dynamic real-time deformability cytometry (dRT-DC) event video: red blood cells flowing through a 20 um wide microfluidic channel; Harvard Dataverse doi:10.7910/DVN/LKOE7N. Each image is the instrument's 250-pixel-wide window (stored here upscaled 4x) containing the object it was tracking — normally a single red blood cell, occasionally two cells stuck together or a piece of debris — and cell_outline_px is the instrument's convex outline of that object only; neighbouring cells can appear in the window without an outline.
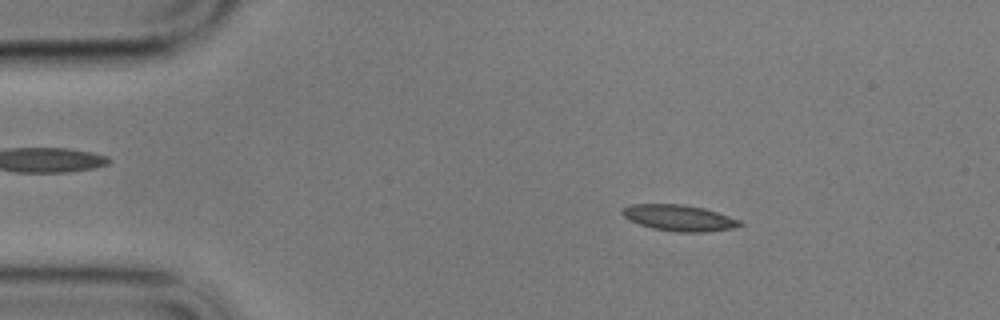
{"species": "common noctule bat (a hibernating species)", "species_latin": "Nyctalus noctula", "temperature_condition": "cold", "stored_images_in_passage": 58, "camera_frame_rate_fps": 3000, "um_per_image_px": 0.085, "animal": {"sex": "male", "body_mass_g": 17.9}, "frame": {"image": 1, "passage_image": 9, "time_ms": 2.667, "image_size_px": [1000, 320], "cell_outline_px": [[744, 224], [732, 228], [704, 232], [676, 232], [652, 228], [628, 220], [620, 212], [620, 208], [632, 204], [680, 204], [704, 208], [740, 220]], "centroid_in_image_um": [57.67, 18.52], "position_along_channel_um": 27.3, "area_um2": 17.86}}
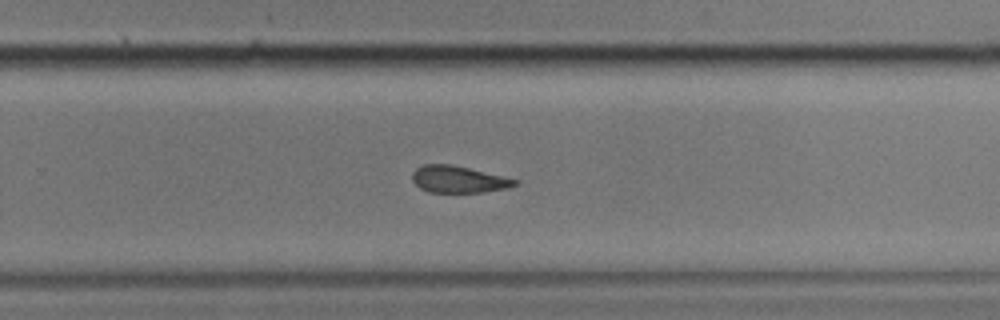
{"frame": {"image": 2, "passage_image": 37, "time_ms": 12.0, "image_size_px": [1000, 320], "cell_outline_px": [[520, 180], [516, 184], [508, 188], [480, 192], [428, 192], [420, 188], [412, 180], [412, 172], [416, 168], [424, 164], [452, 164], [504, 176]], "centroid_in_image_um": [38.96, 15.23], "position_along_channel_um": 290.8, "area_um2": 16.07}}
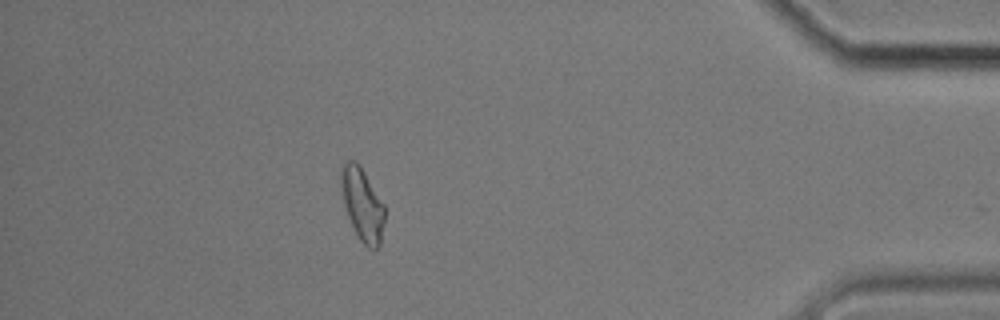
{"frame": {"image": 3, "passage_image": 51, "time_ms": 16.667, "image_size_px": [1000, 320], "cell_outline_px": [[384, 220], [380, 244], [376, 248], [368, 248], [360, 240], [348, 216], [344, 204], [340, 188], [340, 164], [344, 160], [356, 160], [360, 164], [384, 204]], "centroid_in_image_um": [30.77, 17.28], "position_along_channel_um": 404.4, "area_um2": 18.61}, "authors_computed_cell_mechanics": {"area_um2": 17.5134, "velocity_mm_per_s": 3.4239, "shape_relaxation_time_tau1_ms": null, "shape_relaxation_time_tau2_ms": 4.9961, "deformation_change_tau1": null, "deformation_change_tau2": 0.1246}}